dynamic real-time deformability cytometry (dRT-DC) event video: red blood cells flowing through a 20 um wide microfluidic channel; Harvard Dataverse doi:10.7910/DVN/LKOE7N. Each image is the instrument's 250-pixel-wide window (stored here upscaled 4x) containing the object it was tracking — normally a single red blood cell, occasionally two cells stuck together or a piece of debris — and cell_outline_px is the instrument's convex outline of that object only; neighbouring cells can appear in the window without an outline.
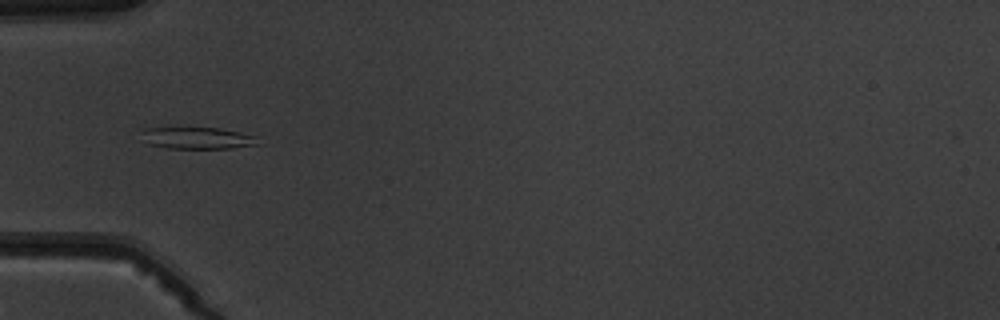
{"species": "common noctule bat (a hibernating species)", "species_latin": "Nyctalus noctula", "temperature_condition": "warm", "stored_images_in_passage": 4, "camera_frame_rate_fps": 3000, "um_per_image_px": 0.085, "animal": {"sex": "male", "body_mass_g": 19.5, "forearm_length_mm": 54.6}, "frame": {"image": 1, "passage_image": 1, "time_ms": 0.0, "image_size_px": [1000, 320], "cell_outline_px": [[260, 144], [232, 148], [168, 148], [148, 144], [144, 132], [144, 128], [220, 128], [260, 136]], "centroid_in_image_um": [16.93, 11.74], "position_along_channel_um": 68.1, "area_um2": 14.62}}
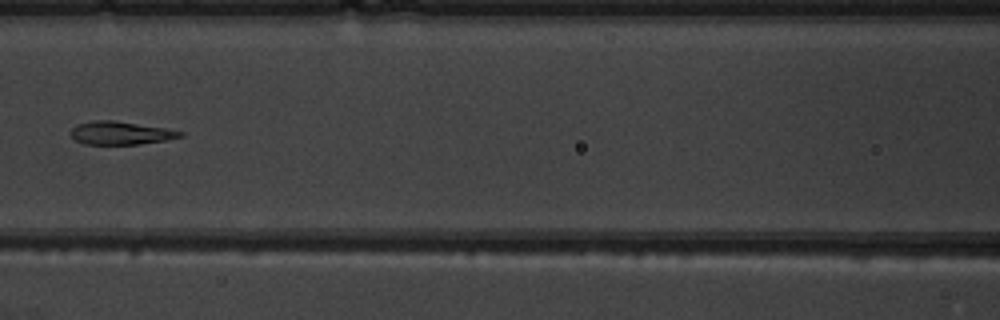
{"frame": {"image": 2, "passage_image": 3, "time_ms": 2.333, "image_size_px": [1000, 320], "cell_outline_px": [[184, 136], [164, 140], [140, 144], [84, 144], [76, 140], [72, 136], [72, 128], [76, 124], [92, 120], [116, 120], [164, 128], [184, 132]], "centroid_in_image_um": [10.24, 11.29], "position_along_channel_um": 156.4, "area_um2": 14.68}}
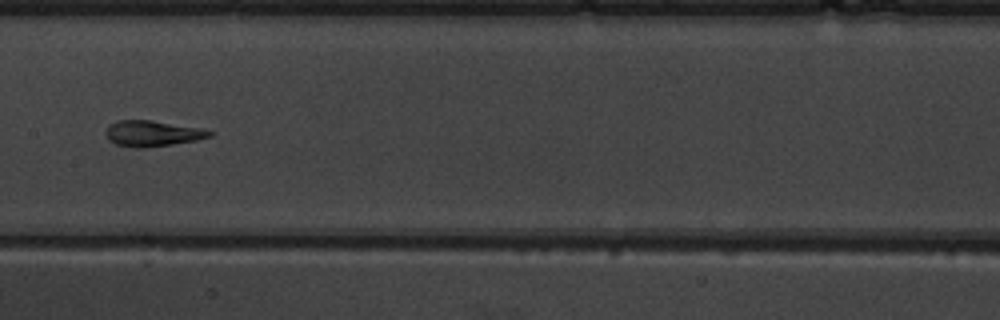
{"frame": {"image": 3, "passage_image": 4, "time_ms": 3.333, "image_size_px": [1000, 320], "cell_outline_px": [[212, 136], [196, 140], [172, 144], [144, 148], [136, 148], [116, 144], [108, 140], [104, 132], [108, 124], [116, 120], [152, 120], [196, 128], [212, 132]], "centroid_in_image_um": [12.85, 11.34], "position_along_channel_um": 194.5, "area_um2": 15.49}}